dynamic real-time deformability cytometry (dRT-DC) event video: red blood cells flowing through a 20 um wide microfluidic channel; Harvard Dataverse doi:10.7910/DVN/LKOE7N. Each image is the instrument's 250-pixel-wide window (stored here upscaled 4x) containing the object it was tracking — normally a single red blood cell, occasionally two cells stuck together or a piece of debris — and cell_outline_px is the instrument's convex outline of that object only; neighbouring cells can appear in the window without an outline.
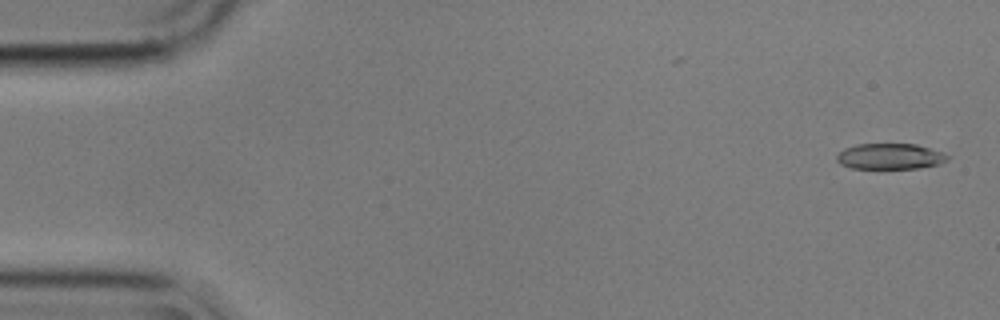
{"species": "common noctule bat (a hibernating species)", "species_latin": "Nyctalus noctula", "temperature_condition": "cold", "stored_images_in_passage": 55, "camera_frame_rate_fps": 3000, "um_per_image_px": 0.085, "animal": {"sex": "male", "body_mass_g": 17.9}, "frame": {"image": 1, "passage_image": 1, "time_ms": 0.0, "image_size_px": [1000, 320], "cell_outline_px": [[948, 160], [940, 164], [920, 168], [852, 168], [840, 164], [836, 160], [836, 156], [844, 148], [856, 144], [916, 144], [944, 152], [948, 156]], "centroid_in_image_um": [75.66, 13.29], "position_along_channel_um": 9.3, "area_um2": 16.7}}
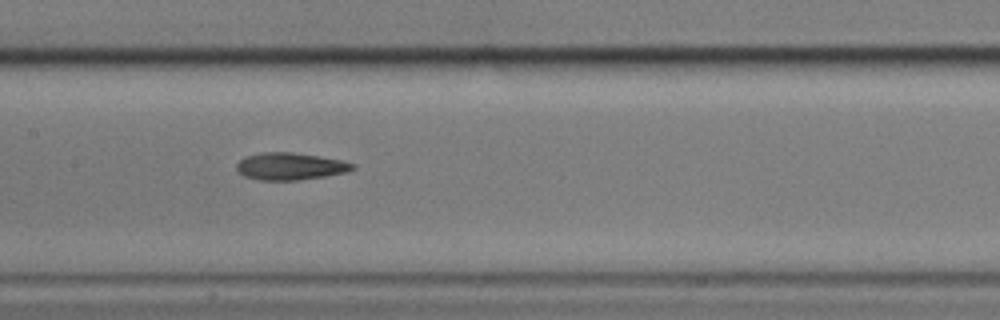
{"frame": {"image": 2, "passage_image": 26, "time_ms": 8.333, "image_size_px": [1000, 320], "cell_outline_px": [[356, 168], [348, 172], [300, 180], [260, 180], [244, 176], [236, 168], [236, 164], [244, 156], [260, 152], [292, 152], [320, 156], [340, 160], [356, 164]], "centroid_in_image_um": [24.67, 14.13], "position_along_channel_um": 182.7, "area_um2": 18.5}}
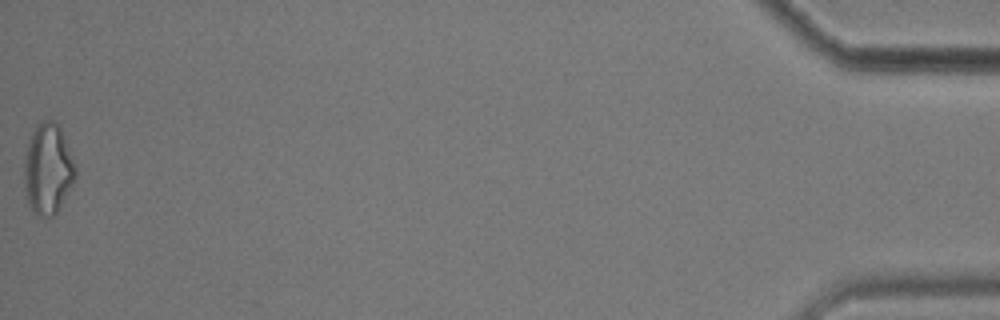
{"frame": {"image": 3, "passage_image": 55, "time_ms": 18.0, "image_size_px": [1000, 320], "cell_outline_px": [[76, 176], [56, 212], [52, 216], [36, 216], [28, 204], [24, 192], [24, 160], [28, 144], [32, 132], [44, 120], [52, 120], [60, 128], [76, 168]], "centroid_in_image_um": [4.04, 14.4], "position_along_channel_um": 431.2, "area_um2": 26.53}, "authors_computed_cell_mechanics": {"area_um2": 18.7272, "velocity_mm_per_s": 3.5664, "shape_relaxation_time_tau1_ms": 6.8657, "shape_relaxation_time_tau2_ms": 4.528, "deformation_change_tau1": 0.1801, "deformation_change_tau2": 0.1428}}